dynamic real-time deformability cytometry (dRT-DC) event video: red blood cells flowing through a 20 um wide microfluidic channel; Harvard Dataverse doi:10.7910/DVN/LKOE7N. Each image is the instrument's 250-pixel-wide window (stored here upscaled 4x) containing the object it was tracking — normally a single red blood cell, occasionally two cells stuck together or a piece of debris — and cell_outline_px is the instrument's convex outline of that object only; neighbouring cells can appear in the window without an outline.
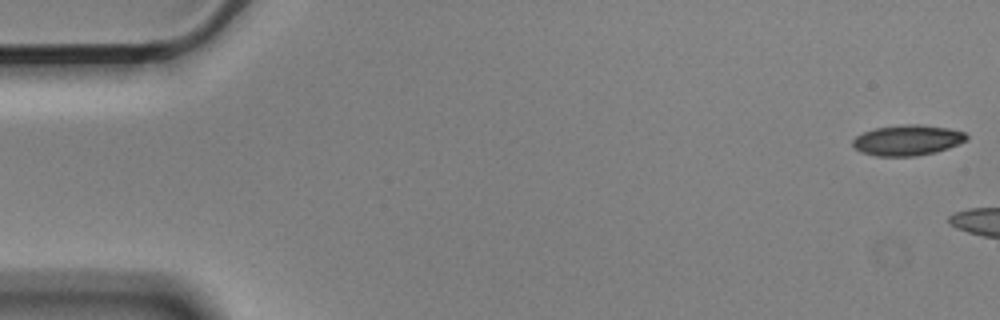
{"species": "Egyptian fruit bat (a non-hibernating species)", "species_latin": "Rousettus aegyptiacus", "temperature_condition": "cold", "stored_images_in_passage": 4, "camera_frame_rate_fps": 3000, "um_per_image_px": 0.085, "animal": {"sex": "male"}, "frame": {"image": 1, "passage_image": 4, "time_ms": 1.0, "image_size_px": [1000, 320], "cell_outline_px": [[968, 140], [948, 148], [936, 152], [916, 156], [876, 156], [860, 152], [852, 144], [852, 140], [856, 136], [864, 132], [876, 128], [904, 124], [920, 124], [948, 128], [964, 132], [968, 136]], "centroid_in_image_um": [77.14, 11.92], "position_along_channel_um": 7.9, "area_um2": 20.29}}